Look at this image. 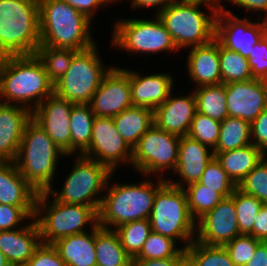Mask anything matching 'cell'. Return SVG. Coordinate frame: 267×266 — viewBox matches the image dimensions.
I'll return each instance as SVG.
<instances>
[{"mask_svg":"<svg viewBox=\"0 0 267 266\" xmlns=\"http://www.w3.org/2000/svg\"><path fill=\"white\" fill-rule=\"evenodd\" d=\"M51 94L53 83L36 55L0 57L1 103L22 104L33 112Z\"/></svg>","mask_w":267,"mask_h":266,"instance_id":"cell-1","label":"cell"},{"mask_svg":"<svg viewBox=\"0 0 267 266\" xmlns=\"http://www.w3.org/2000/svg\"><path fill=\"white\" fill-rule=\"evenodd\" d=\"M38 4L40 45L83 51L97 44L92 20L82 12L62 0H38Z\"/></svg>","mask_w":267,"mask_h":266,"instance_id":"cell-2","label":"cell"},{"mask_svg":"<svg viewBox=\"0 0 267 266\" xmlns=\"http://www.w3.org/2000/svg\"><path fill=\"white\" fill-rule=\"evenodd\" d=\"M110 176L106 185V195L98 211V225L107 229L140 219H149L156 191L167 181L158 177L157 182L150 179L139 184H110ZM110 184V187L108 186Z\"/></svg>","mask_w":267,"mask_h":266,"instance_id":"cell-3","label":"cell"},{"mask_svg":"<svg viewBox=\"0 0 267 266\" xmlns=\"http://www.w3.org/2000/svg\"><path fill=\"white\" fill-rule=\"evenodd\" d=\"M59 156H67L31 119L23 133L14 164L23 178L39 193L52 187ZM52 182V183H51Z\"/></svg>","mask_w":267,"mask_h":266,"instance_id":"cell-4","label":"cell"},{"mask_svg":"<svg viewBox=\"0 0 267 266\" xmlns=\"http://www.w3.org/2000/svg\"><path fill=\"white\" fill-rule=\"evenodd\" d=\"M210 9L205 14L201 5ZM219 6L210 0H176L157 16L172 36L178 50L210 43L215 38V20Z\"/></svg>","mask_w":267,"mask_h":266,"instance_id":"cell-5","label":"cell"},{"mask_svg":"<svg viewBox=\"0 0 267 266\" xmlns=\"http://www.w3.org/2000/svg\"><path fill=\"white\" fill-rule=\"evenodd\" d=\"M39 45L38 0H0V57L35 55Z\"/></svg>","mask_w":267,"mask_h":266,"instance_id":"cell-6","label":"cell"},{"mask_svg":"<svg viewBox=\"0 0 267 266\" xmlns=\"http://www.w3.org/2000/svg\"><path fill=\"white\" fill-rule=\"evenodd\" d=\"M49 200L46 191L39 192L36 198L34 218L43 244H52L60 238L86 232L89 224L98 225V211L95 208Z\"/></svg>","mask_w":267,"mask_h":266,"instance_id":"cell-7","label":"cell"},{"mask_svg":"<svg viewBox=\"0 0 267 266\" xmlns=\"http://www.w3.org/2000/svg\"><path fill=\"white\" fill-rule=\"evenodd\" d=\"M149 221L153 232L185 241L181 246L184 250L195 240L196 221L190 214L186 192L168 181L156 191Z\"/></svg>","mask_w":267,"mask_h":266,"instance_id":"cell-8","label":"cell"},{"mask_svg":"<svg viewBox=\"0 0 267 266\" xmlns=\"http://www.w3.org/2000/svg\"><path fill=\"white\" fill-rule=\"evenodd\" d=\"M74 161L61 192H55L53 187L46 192L61 203L86 205L99 211L103 196L97 197V195L105 192L103 190L106 189L108 180L114 173L105 165L83 155L77 154Z\"/></svg>","mask_w":267,"mask_h":266,"instance_id":"cell-9","label":"cell"},{"mask_svg":"<svg viewBox=\"0 0 267 266\" xmlns=\"http://www.w3.org/2000/svg\"><path fill=\"white\" fill-rule=\"evenodd\" d=\"M97 45L78 51L65 74L53 84V93L74 104H89L103 77L113 67H105Z\"/></svg>","mask_w":267,"mask_h":266,"instance_id":"cell-10","label":"cell"},{"mask_svg":"<svg viewBox=\"0 0 267 266\" xmlns=\"http://www.w3.org/2000/svg\"><path fill=\"white\" fill-rule=\"evenodd\" d=\"M154 18H124L115 21L111 40L113 48L119 47L127 53H133L132 55L177 51L178 48L162 21L156 14Z\"/></svg>","mask_w":267,"mask_h":266,"instance_id":"cell-11","label":"cell"},{"mask_svg":"<svg viewBox=\"0 0 267 266\" xmlns=\"http://www.w3.org/2000/svg\"><path fill=\"white\" fill-rule=\"evenodd\" d=\"M179 142L180 136L168 133L153 125L133 147L131 165L143 176L148 177L151 173L152 175L157 173V178H166L163 171L169 169L175 171L176 169Z\"/></svg>","mask_w":267,"mask_h":266,"instance_id":"cell-12","label":"cell"},{"mask_svg":"<svg viewBox=\"0 0 267 266\" xmlns=\"http://www.w3.org/2000/svg\"><path fill=\"white\" fill-rule=\"evenodd\" d=\"M248 18H239L221 5L215 20V39L245 58H249L252 48L267 33V20L259 22V18L253 22L250 16Z\"/></svg>","mask_w":267,"mask_h":266,"instance_id":"cell-13","label":"cell"},{"mask_svg":"<svg viewBox=\"0 0 267 266\" xmlns=\"http://www.w3.org/2000/svg\"><path fill=\"white\" fill-rule=\"evenodd\" d=\"M83 156L96 160L113 173L121 164H131L132 148L121 137L112 117L95 116L89 148Z\"/></svg>","mask_w":267,"mask_h":266,"instance_id":"cell-14","label":"cell"},{"mask_svg":"<svg viewBox=\"0 0 267 266\" xmlns=\"http://www.w3.org/2000/svg\"><path fill=\"white\" fill-rule=\"evenodd\" d=\"M89 105L95 116L112 118L132 107L129 70L113 66L103 77Z\"/></svg>","mask_w":267,"mask_h":266,"instance_id":"cell-15","label":"cell"},{"mask_svg":"<svg viewBox=\"0 0 267 266\" xmlns=\"http://www.w3.org/2000/svg\"><path fill=\"white\" fill-rule=\"evenodd\" d=\"M195 240L209 246H224L240 234L233 193L196 221Z\"/></svg>","mask_w":267,"mask_h":266,"instance_id":"cell-16","label":"cell"},{"mask_svg":"<svg viewBox=\"0 0 267 266\" xmlns=\"http://www.w3.org/2000/svg\"><path fill=\"white\" fill-rule=\"evenodd\" d=\"M73 105L53 93L32 112V119L68 156H71L70 116Z\"/></svg>","mask_w":267,"mask_h":266,"instance_id":"cell-17","label":"cell"},{"mask_svg":"<svg viewBox=\"0 0 267 266\" xmlns=\"http://www.w3.org/2000/svg\"><path fill=\"white\" fill-rule=\"evenodd\" d=\"M229 117L250 124L267 108V81L252 79L225 84Z\"/></svg>","mask_w":267,"mask_h":266,"instance_id":"cell-18","label":"cell"},{"mask_svg":"<svg viewBox=\"0 0 267 266\" xmlns=\"http://www.w3.org/2000/svg\"><path fill=\"white\" fill-rule=\"evenodd\" d=\"M171 93L168 99L153 111L154 125L168 133L186 136L189 133L196 107L195 94L174 96Z\"/></svg>","mask_w":267,"mask_h":266,"instance_id":"cell-19","label":"cell"},{"mask_svg":"<svg viewBox=\"0 0 267 266\" xmlns=\"http://www.w3.org/2000/svg\"><path fill=\"white\" fill-rule=\"evenodd\" d=\"M214 157V152L206 145L190 138L188 135L181 136L179 142L178 162L173 173H177L180 181L166 180L178 188L199 182L207 164ZM186 184V185H185Z\"/></svg>","mask_w":267,"mask_h":266,"instance_id":"cell-20","label":"cell"},{"mask_svg":"<svg viewBox=\"0 0 267 266\" xmlns=\"http://www.w3.org/2000/svg\"><path fill=\"white\" fill-rule=\"evenodd\" d=\"M32 112L22 105L0 102V162H14Z\"/></svg>","mask_w":267,"mask_h":266,"instance_id":"cell-21","label":"cell"},{"mask_svg":"<svg viewBox=\"0 0 267 266\" xmlns=\"http://www.w3.org/2000/svg\"><path fill=\"white\" fill-rule=\"evenodd\" d=\"M142 73L129 70L132 105L155 110L162 105L173 90V76L169 73L140 75Z\"/></svg>","mask_w":267,"mask_h":266,"instance_id":"cell-22","label":"cell"},{"mask_svg":"<svg viewBox=\"0 0 267 266\" xmlns=\"http://www.w3.org/2000/svg\"><path fill=\"white\" fill-rule=\"evenodd\" d=\"M38 192L23 178L14 162H0V203L21 207L35 217Z\"/></svg>","mask_w":267,"mask_h":266,"instance_id":"cell-23","label":"cell"},{"mask_svg":"<svg viewBox=\"0 0 267 266\" xmlns=\"http://www.w3.org/2000/svg\"><path fill=\"white\" fill-rule=\"evenodd\" d=\"M41 243L35 218L18 229L0 231V251L11 266H24Z\"/></svg>","mask_w":267,"mask_h":266,"instance_id":"cell-24","label":"cell"},{"mask_svg":"<svg viewBox=\"0 0 267 266\" xmlns=\"http://www.w3.org/2000/svg\"><path fill=\"white\" fill-rule=\"evenodd\" d=\"M187 58V72L196 88L222 83L219 42L215 38L208 44L190 48Z\"/></svg>","mask_w":267,"mask_h":266,"instance_id":"cell-25","label":"cell"},{"mask_svg":"<svg viewBox=\"0 0 267 266\" xmlns=\"http://www.w3.org/2000/svg\"><path fill=\"white\" fill-rule=\"evenodd\" d=\"M95 227L91 226L89 233L73 234L52 243L65 266H97Z\"/></svg>","mask_w":267,"mask_h":266,"instance_id":"cell-26","label":"cell"},{"mask_svg":"<svg viewBox=\"0 0 267 266\" xmlns=\"http://www.w3.org/2000/svg\"><path fill=\"white\" fill-rule=\"evenodd\" d=\"M222 169L236 186L265 157V154L252 143L242 148L214 153Z\"/></svg>","mask_w":267,"mask_h":266,"instance_id":"cell-27","label":"cell"},{"mask_svg":"<svg viewBox=\"0 0 267 266\" xmlns=\"http://www.w3.org/2000/svg\"><path fill=\"white\" fill-rule=\"evenodd\" d=\"M119 134L133 149L141 136L154 125L153 110L132 106L113 117Z\"/></svg>","mask_w":267,"mask_h":266,"instance_id":"cell-28","label":"cell"},{"mask_svg":"<svg viewBox=\"0 0 267 266\" xmlns=\"http://www.w3.org/2000/svg\"><path fill=\"white\" fill-rule=\"evenodd\" d=\"M95 250L97 266H131L132 258L114 229L95 227Z\"/></svg>","mask_w":267,"mask_h":266,"instance_id":"cell-29","label":"cell"},{"mask_svg":"<svg viewBox=\"0 0 267 266\" xmlns=\"http://www.w3.org/2000/svg\"><path fill=\"white\" fill-rule=\"evenodd\" d=\"M95 114L89 104H74L71 116V155H82L91 143Z\"/></svg>","mask_w":267,"mask_h":266,"instance_id":"cell-30","label":"cell"},{"mask_svg":"<svg viewBox=\"0 0 267 266\" xmlns=\"http://www.w3.org/2000/svg\"><path fill=\"white\" fill-rule=\"evenodd\" d=\"M193 92L198 112L219 122L229 117L225 84L200 86Z\"/></svg>","mask_w":267,"mask_h":266,"instance_id":"cell-31","label":"cell"},{"mask_svg":"<svg viewBox=\"0 0 267 266\" xmlns=\"http://www.w3.org/2000/svg\"><path fill=\"white\" fill-rule=\"evenodd\" d=\"M249 144H251L250 123L240 118L227 117L221 121L219 140L213 152L221 153Z\"/></svg>","mask_w":267,"mask_h":266,"instance_id":"cell-32","label":"cell"},{"mask_svg":"<svg viewBox=\"0 0 267 266\" xmlns=\"http://www.w3.org/2000/svg\"><path fill=\"white\" fill-rule=\"evenodd\" d=\"M74 49L53 48L39 45L35 55L42 62L49 80L54 84L69 69L73 56L77 53Z\"/></svg>","mask_w":267,"mask_h":266,"instance_id":"cell-33","label":"cell"},{"mask_svg":"<svg viewBox=\"0 0 267 266\" xmlns=\"http://www.w3.org/2000/svg\"><path fill=\"white\" fill-rule=\"evenodd\" d=\"M185 259L191 266H235L224 246H209L194 240L185 249Z\"/></svg>","mask_w":267,"mask_h":266,"instance_id":"cell-34","label":"cell"},{"mask_svg":"<svg viewBox=\"0 0 267 266\" xmlns=\"http://www.w3.org/2000/svg\"><path fill=\"white\" fill-rule=\"evenodd\" d=\"M220 72L223 84L252 80L248 58L226 49L219 43Z\"/></svg>","mask_w":267,"mask_h":266,"instance_id":"cell-35","label":"cell"},{"mask_svg":"<svg viewBox=\"0 0 267 266\" xmlns=\"http://www.w3.org/2000/svg\"><path fill=\"white\" fill-rule=\"evenodd\" d=\"M114 230L119 236L122 247L131 258H135L141 252L145 241L152 232L149 219L127 222Z\"/></svg>","mask_w":267,"mask_h":266,"instance_id":"cell-36","label":"cell"},{"mask_svg":"<svg viewBox=\"0 0 267 266\" xmlns=\"http://www.w3.org/2000/svg\"><path fill=\"white\" fill-rule=\"evenodd\" d=\"M184 190L187 195L190 214L195 221L214 209L224 199L214 189H210L199 182L186 186Z\"/></svg>","mask_w":267,"mask_h":266,"instance_id":"cell-37","label":"cell"},{"mask_svg":"<svg viewBox=\"0 0 267 266\" xmlns=\"http://www.w3.org/2000/svg\"><path fill=\"white\" fill-rule=\"evenodd\" d=\"M178 242L161 234L151 232L141 252L132 259L185 258V250L176 246Z\"/></svg>","mask_w":267,"mask_h":266,"instance_id":"cell-38","label":"cell"},{"mask_svg":"<svg viewBox=\"0 0 267 266\" xmlns=\"http://www.w3.org/2000/svg\"><path fill=\"white\" fill-rule=\"evenodd\" d=\"M233 201L240 234L249 235L253 230L256 216L264 203L255 196L245 194L238 188L233 192Z\"/></svg>","mask_w":267,"mask_h":266,"instance_id":"cell-39","label":"cell"},{"mask_svg":"<svg viewBox=\"0 0 267 266\" xmlns=\"http://www.w3.org/2000/svg\"><path fill=\"white\" fill-rule=\"evenodd\" d=\"M199 183L210 189H214L223 198L230 197L237 186L222 169L220 162L214 156L207 164Z\"/></svg>","mask_w":267,"mask_h":266,"instance_id":"cell-40","label":"cell"},{"mask_svg":"<svg viewBox=\"0 0 267 266\" xmlns=\"http://www.w3.org/2000/svg\"><path fill=\"white\" fill-rule=\"evenodd\" d=\"M221 122L213 120L198 111L195 112L188 136L208 146L212 151L215 149L220 135Z\"/></svg>","mask_w":267,"mask_h":266,"instance_id":"cell-41","label":"cell"},{"mask_svg":"<svg viewBox=\"0 0 267 266\" xmlns=\"http://www.w3.org/2000/svg\"><path fill=\"white\" fill-rule=\"evenodd\" d=\"M237 188L267 204V155L245 176Z\"/></svg>","mask_w":267,"mask_h":266,"instance_id":"cell-42","label":"cell"},{"mask_svg":"<svg viewBox=\"0 0 267 266\" xmlns=\"http://www.w3.org/2000/svg\"><path fill=\"white\" fill-rule=\"evenodd\" d=\"M261 240L251 235L241 234L224 245L235 266H246L254 256V252Z\"/></svg>","mask_w":267,"mask_h":266,"instance_id":"cell-43","label":"cell"},{"mask_svg":"<svg viewBox=\"0 0 267 266\" xmlns=\"http://www.w3.org/2000/svg\"><path fill=\"white\" fill-rule=\"evenodd\" d=\"M248 62L253 78L267 81V33L252 48Z\"/></svg>","mask_w":267,"mask_h":266,"instance_id":"cell-44","label":"cell"},{"mask_svg":"<svg viewBox=\"0 0 267 266\" xmlns=\"http://www.w3.org/2000/svg\"><path fill=\"white\" fill-rule=\"evenodd\" d=\"M31 221L32 218L21 208L18 206L6 205L0 203V231L5 230H15L21 226L25 220Z\"/></svg>","mask_w":267,"mask_h":266,"instance_id":"cell-45","label":"cell"},{"mask_svg":"<svg viewBox=\"0 0 267 266\" xmlns=\"http://www.w3.org/2000/svg\"><path fill=\"white\" fill-rule=\"evenodd\" d=\"M24 266H65V263L52 244L41 243Z\"/></svg>","mask_w":267,"mask_h":266,"instance_id":"cell-46","label":"cell"},{"mask_svg":"<svg viewBox=\"0 0 267 266\" xmlns=\"http://www.w3.org/2000/svg\"><path fill=\"white\" fill-rule=\"evenodd\" d=\"M251 143L267 155V108L250 124Z\"/></svg>","mask_w":267,"mask_h":266,"instance_id":"cell-47","label":"cell"},{"mask_svg":"<svg viewBox=\"0 0 267 266\" xmlns=\"http://www.w3.org/2000/svg\"><path fill=\"white\" fill-rule=\"evenodd\" d=\"M67 4L71 5L73 8L77 9L78 11L82 12L86 15L90 20L93 19L94 12L101 7H104L109 3L115 2L114 0H62ZM97 8V9H96Z\"/></svg>","mask_w":267,"mask_h":266,"instance_id":"cell-48","label":"cell"},{"mask_svg":"<svg viewBox=\"0 0 267 266\" xmlns=\"http://www.w3.org/2000/svg\"><path fill=\"white\" fill-rule=\"evenodd\" d=\"M254 238L267 242V204L264 203L254 221L253 230L249 234Z\"/></svg>","mask_w":267,"mask_h":266,"instance_id":"cell-49","label":"cell"},{"mask_svg":"<svg viewBox=\"0 0 267 266\" xmlns=\"http://www.w3.org/2000/svg\"><path fill=\"white\" fill-rule=\"evenodd\" d=\"M185 258L132 259L131 266H179Z\"/></svg>","mask_w":267,"mask_h":266,"instance_id":"cell-50","label":"cell"},{"mask_svg":"<svg viewBox=\"0 0 267 266\" xmlns=\"http://www.w3.org/2000/svg\"><path fill=\"white\" fill-rule=\"evenodd\" d=\"M228 2L243 8L244 10L250 12L253 11H264L265 20H267V0H227Z\"/></svg>","mask_w":267,"mask_h":266,"instance_id":"cell-51","label":"cell"},{"mask_svg":"<svg viewBox=\"0 0 267 266\" xmlns=\"http://www.w3.org/2000/svg\"><path fill=\"white\" fill-rule=\"evenodd\" d=\"M123 1V0H121ZM131 1L132 8H156L158 7V11H156V15L159 14L162 10L167 8L171 3L175 2L176 0H129Z\"/></svg>","mask_w":267,"mask_h":266,"instance_id":"cell-52","label":"cell"},{"mask_svg":"<svg viewBox=\"0 0 267 266\" xmlns=\"http://www.w3.org/2000/svg\"><path fill=\"white\" fill-rule=\"evenodd\" d=\"M246 266H267V242H261Z\"/></svg>","mask_w":267,"mask_h":266,"instance_id":"cell-53","label":"cell"},{"mask_svg":"<svg viewBox=\"0 0 267 266\" xmlns=\"http://www.w3.org/2000/svg\"><path fill=\"white\" fill-rule=\"evenodd\" d=\"M0 266H11L1 251H0Z\"/></svg>","mask_w":267,"mask_h":266,"instance_id":"cell-54","label":"cell"},{"mask_svg":"<svg viewBox=\"0 0 267 266\" xmlns=\"http://www.w3.org/2000/svg\"><path fill=\"white\" fill-rule=\"evenodd\" d=\"M179 266H191L186 259Z\"/></svg>","mask_w":267,"mask_h":266,"instance_id":"cell-55","label":"cell"},{"mask_svg":"<svg viewBox=\"0 0 267 266\" xmlns=\"http://www.w3.org/2000/svg\"><path fill=\"white\" fill-rule=\"evenodd\" d=\"M210 1L216 3L219 7L221 6V3H220V2H221L222 0H210ZM223 1H225V0H223Z\"/></svg>","mask_w":267,"mask_h":266,"instance_id":"cell-56","label":"cell"}]
</instances>
